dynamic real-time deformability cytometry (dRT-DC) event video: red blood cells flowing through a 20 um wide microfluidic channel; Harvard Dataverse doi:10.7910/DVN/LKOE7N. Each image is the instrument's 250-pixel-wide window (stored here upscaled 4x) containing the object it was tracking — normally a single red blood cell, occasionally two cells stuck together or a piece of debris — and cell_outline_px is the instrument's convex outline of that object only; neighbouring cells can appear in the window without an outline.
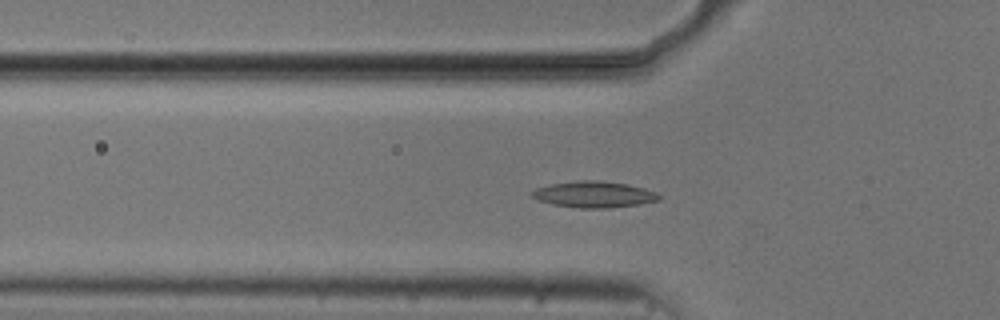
{"species": "common noctule bat (a hibernating species)", "species_latin": "Nyctalus noctula", "temperature_condition": "cold", "stored_images_in_passage": 55, "camera_frame_rate_fps": 3000, "um_per_image_px": 0.085, "animal": {"sex": "male", "body_mass_g": 20.5, "forearm_length_mm": 52.5}, "frame": {"image": 1, "passage_image": 18, "time_ms": 5.667, "image_size_px": [1000, 320], "cell_outline_px": [[664, 196], [660, 200], [640, 204], [608, 208], [576, 208], [552, 204], [536, 200], [528, 192], [536, 188], [548, 184], [580, 180], [596, 180], [628, 184], [644, 188], [656, 192]], "centroid_in_image_um": [50.48, 16.53], "position_along_channel_um": 75.3, "area_um2": 19.77}}
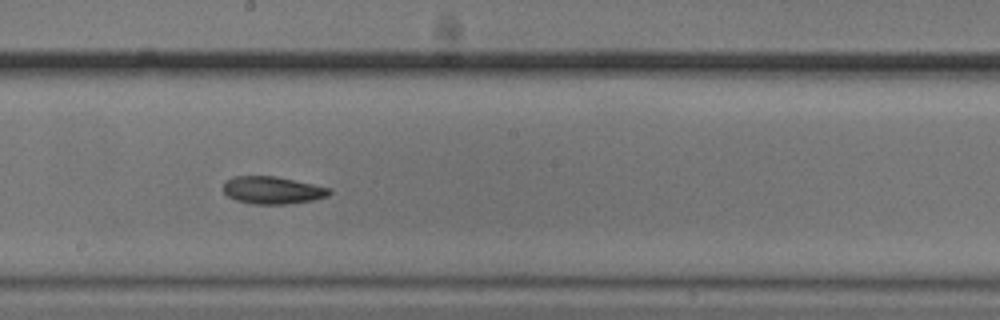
{"frame": {"image": 2, "passage_image": 30, "time_ms": 9.667, "image_size_px": [1000, 320], "cell_outline_px": [[332, 192], [328, 196], [312, 200], [288, 204], [252, 204], [236, 200], [228, 196], [224, 192], [224, 180], [232, 176], [276, 176], [332, 188]], "centroid_in_image_um": [23.16, 16.16], "position_along_channel_um": 225.0, "area_um2": 17.11}}
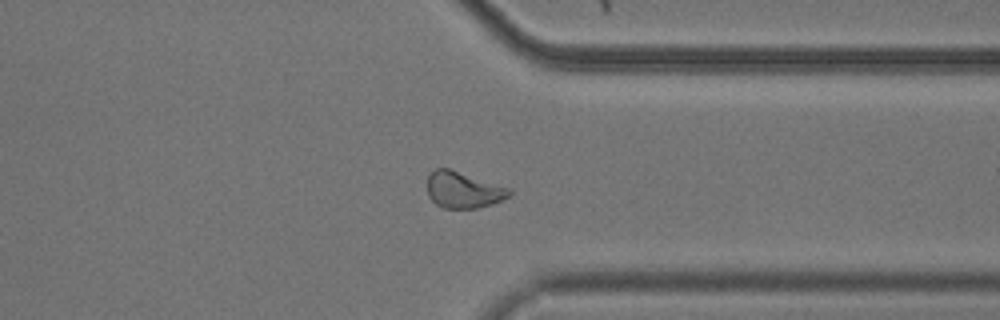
{"frame": {"image": 3, "passage_image": 42, "time_ms": 13.667, "image_size_px": [1000, 320], "cell_outline_px": [[512, 196], [492, 204], [476, 208], [444, 208], [436, 204], [428, 196], [428, 176], [436, 168], [448, 168], [512, 188]], "centroid_in_image_um": [39.43, 16.14], "position_along_channel_um": 372.0, "area_um2": 17.46}, "authors_computed_cell_mechanics": {"area_um2": 17.4556, "velocity_mm_per_s": 3.7135, "shape_relaxation_time_tau1_ms": 5.1026, "shape_relaxation_time_tau2_ms": 10.9792, "deformation_change_tau1": 0.112, "deformation_change_tau2": 0.1729}}